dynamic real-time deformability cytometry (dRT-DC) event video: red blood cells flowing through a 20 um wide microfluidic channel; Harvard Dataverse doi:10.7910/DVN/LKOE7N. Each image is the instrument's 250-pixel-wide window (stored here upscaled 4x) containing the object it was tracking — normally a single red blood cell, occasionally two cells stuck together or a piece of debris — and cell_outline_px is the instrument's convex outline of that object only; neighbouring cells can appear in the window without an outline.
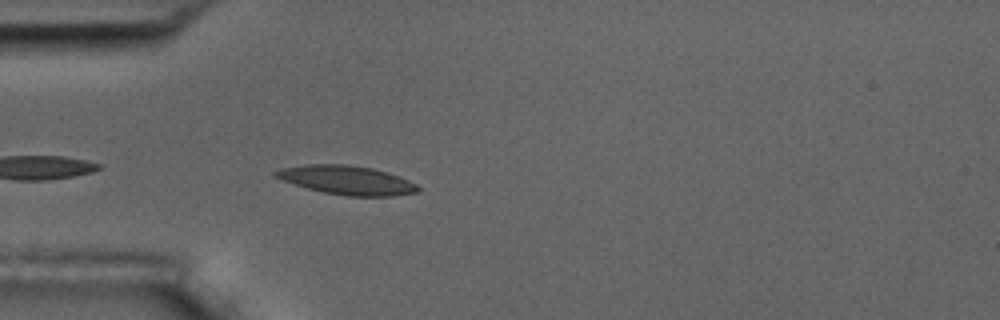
{"species": "common noctule bat (a hibernating species)", "species_latin": "Nyctalus noctula", "temperature_condition": "room temperature", "stored_images_in_passage": 12, "camera_frame_rate_fps": 3000, "um_per_image_px": 0.085, "animal": {"sex": "male", "body_mass_g": 17.5, "forearm_length_mm": 52.3}, "frame": {"image": 1, "passage_image": 3, "time_ms": 0.667, "image_size_px": [1000, 320], "cell_outline_px": [[420, 188], [416, 192], [392, 196], [348, 196], [324, 192], [308, 188], [272, 176], [272, 172], [280, 168], [304, 164], [348, 164], [372, 168], [408, 180], [416, 184]], "centroid_in_image_um": [29.43, 15.3], "position_along_channel_um": 55.6, "area_um2": 23.7}}
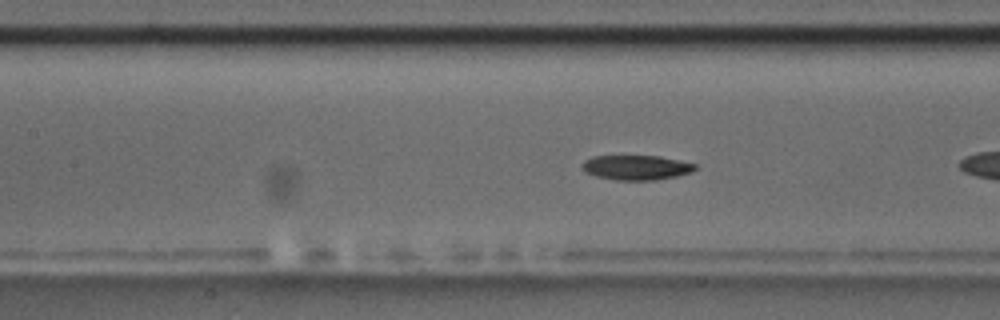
{"frame": {"image": 2, "passage_image": 9, "time_ms": 2.667, "image_size_px": [1000, 320], "cell_outline_px": [[696, 168], [692, 172], [676, 176], [656, 180], [616, 180], [596, 176], [584, 172], [580, 164], [584, 160], [592, 156], [660, 156], [680, 160], [696, 164]], "centroid_in_image_um": [54.06, 14.23], "position_along_channel_um": 153.3, "area_um2": 16.42}}